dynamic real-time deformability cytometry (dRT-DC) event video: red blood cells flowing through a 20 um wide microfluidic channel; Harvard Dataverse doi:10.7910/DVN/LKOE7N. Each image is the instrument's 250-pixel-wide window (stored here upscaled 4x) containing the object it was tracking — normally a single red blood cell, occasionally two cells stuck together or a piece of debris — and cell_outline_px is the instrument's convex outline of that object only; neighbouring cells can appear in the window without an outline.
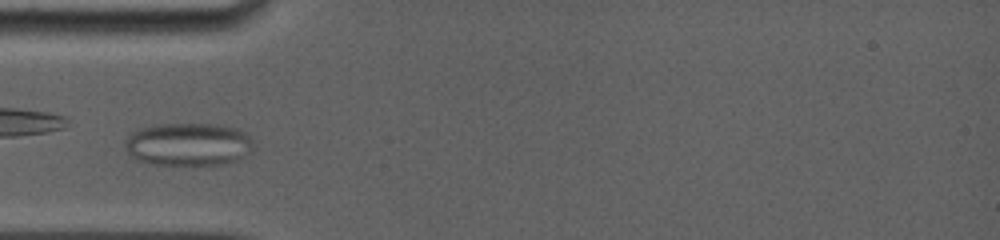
{"species": "common noctule bat (a hibernating species)", "species_latin": "Nyctalus noctula", "temperature_condition": "room temperature", "stored_images_in_passage": 20, "camera_frame_rate_fps": 5000, "um_per_image_px": 0.085, "animal": {"sex": "female", "body_mass_g": 19.0, "forearm_length_mm": 56.7}, "frame": {"image": 1, "passage_image": 1, "time_ms": 0.0, "image_size_px": [1000, 240], "cell_outline_px": [[252, 148], [240, 160], [228, 164], [148, 164], [136, 160], [132, 156], [124, 140], [136, 128], [152, 124], [216, 124], [236, 128], [244, 132], [252, 140]], "centroid_in_image_um": [15.99, 12.25], "position_along_channel_um": 69.0, "area_um2": 32.25}}